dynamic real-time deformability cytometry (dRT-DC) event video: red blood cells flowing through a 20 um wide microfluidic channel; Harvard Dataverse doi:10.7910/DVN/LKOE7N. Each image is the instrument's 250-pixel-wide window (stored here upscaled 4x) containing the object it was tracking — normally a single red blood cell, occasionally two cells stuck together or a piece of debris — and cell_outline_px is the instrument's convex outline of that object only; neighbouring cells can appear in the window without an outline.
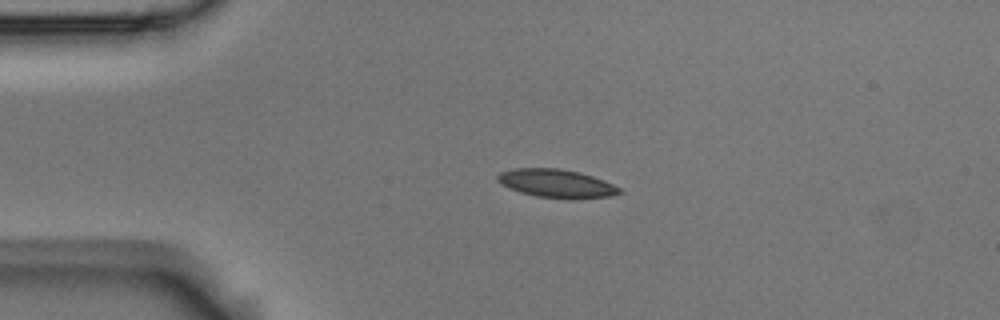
{"species": "Egyptian fruit bat (a non-hibernating species)", "species_latin": "Rousettus aegyptiacus", "temperature_condition": "room temperature", "stored_images_in_passage": 2, "camera_frame_rate_fps": 3000, "um_per_image_px": 0.085, "animal": {"sex": "male"}, "frame": {"image": 1, "passage_image": 1, "time_ms": 0.0, "image_size_px": [1000, 320], "cell_outline_px": [[624, 192], [612, 196], [572, 200], [568, 200], [536, 196], [520, 192], [500, 184], [496, 180], [496, 176], [500, 172], [516, 168], [560, 168], [580, 172], [604, 180], [620, 188]], "centroid_in_image_um": [47.32, 15.61], "position_along_channel_um": 37.7, "area_um2": 20.52}}